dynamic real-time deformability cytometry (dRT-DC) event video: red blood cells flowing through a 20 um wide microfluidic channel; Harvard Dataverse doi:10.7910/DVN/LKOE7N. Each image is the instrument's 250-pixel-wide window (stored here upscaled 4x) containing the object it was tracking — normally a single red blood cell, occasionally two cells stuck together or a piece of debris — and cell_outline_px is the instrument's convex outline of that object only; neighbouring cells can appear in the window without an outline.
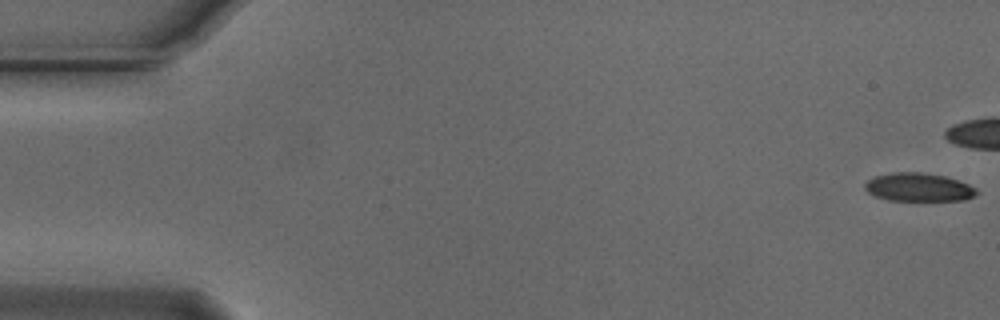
{"species": "Egyptian fruit bat (a non-hibernating species)", "species_latin": "Rousettus aegyptiacus", "temperature_condition": "cold", "stored_images_in_passage": 23, "camera_frame_rate_fps": 3000, "um_per_image_px": 0.085, "animal": {"sex": "male"}, "frame": {"image": 1, "passage_image": 1, "time_ms": 0.0, "image_size_px": [1000, 320], "cell_outline_px": [[980, 192], [976, 196], [964, 200], [888, 200], [876, 196], [868, 192], [864, 188], [864, 184], [868, 180], [876, 176], [892, 172], [920, 172], [948, 176], [968, 184], [976, 188]], "centroid_in_image_um": [78.12, 15.91], "position_along_channel_um": 6.9, "area_um2": 18.55}}